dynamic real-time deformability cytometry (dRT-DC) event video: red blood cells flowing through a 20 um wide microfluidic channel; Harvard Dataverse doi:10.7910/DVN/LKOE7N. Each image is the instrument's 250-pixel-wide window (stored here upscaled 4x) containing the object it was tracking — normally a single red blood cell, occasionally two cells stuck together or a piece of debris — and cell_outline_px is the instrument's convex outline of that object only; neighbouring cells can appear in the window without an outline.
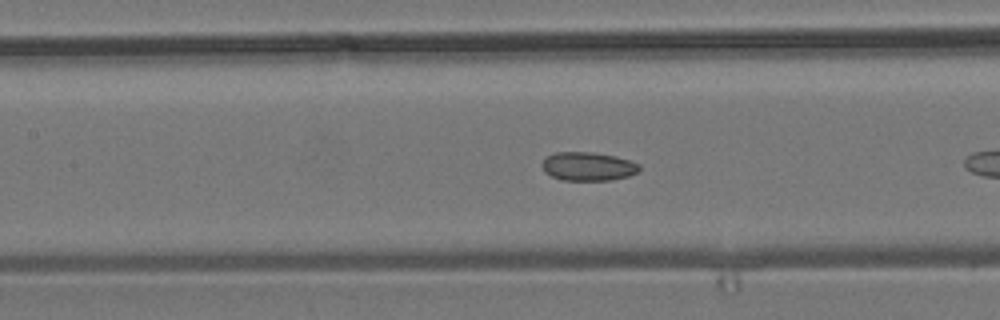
{"species": "common noctule bat (a hibernating species)", "species_latin": "Nyctalus noctula", "temperature_condition": "room temperature", "stored_images_in_passage": 10, "camera_frame_rate_fps": 3000, "um_per_image_px": 0.085, "animal": {"sex": "male", "body_mass_g": 19.2, "forearm_length_mm": 51.8}, "frame": {"image": 1, "passage_image": 9, "time_ms": 2.667, "image_size_px": [1000, 320], "cell_outline_px": [[640, 168], [636, 172], [628, 176], [612, 180], [564, 180], [552, 176], [544, 172], [540, 164], [548, 156], [556, 152], [592, 152], [616, 156], [640, 164]], "centroid_in_image_um": [49.97, 14.14], "position_along_channel_um": 157.4, "area_um2": 16.18}}